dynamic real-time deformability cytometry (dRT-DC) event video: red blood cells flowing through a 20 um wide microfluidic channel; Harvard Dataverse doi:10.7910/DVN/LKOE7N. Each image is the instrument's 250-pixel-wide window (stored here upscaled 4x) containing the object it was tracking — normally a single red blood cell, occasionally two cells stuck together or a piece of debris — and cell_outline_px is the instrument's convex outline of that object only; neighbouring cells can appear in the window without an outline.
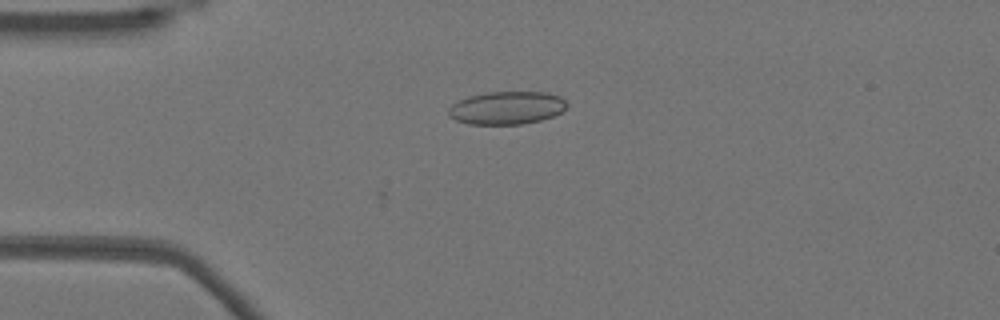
{"species": "Egyptian fruit bat (a non-hibernating species)", "species_latin": "Rousettus aegyptiacus", "temperature_condition": "warm", "stored_images_in_passage": 41, "camera_frame_rate_fps": 3000, "um_per_image_px": 0.085, "animal": {"sex": "female"}, "frame": {"image": 1, "passage_image": 1, "time_ms": 0.0, "image_size_px": [1000, 320], "cell_outline_px": [[568, 104], [560, 112], [552, 116], [540, 120], [524, 124], [468, 124], [456, 120], [448, 116], [448, 108], [452, 104], [468, 96], [484, 92], [548, 92], [560, 96]], "centroid_in_image_um": [43.05, 9.16], "position_along_channel_um": 42.0, "area_um2": 22.77}}
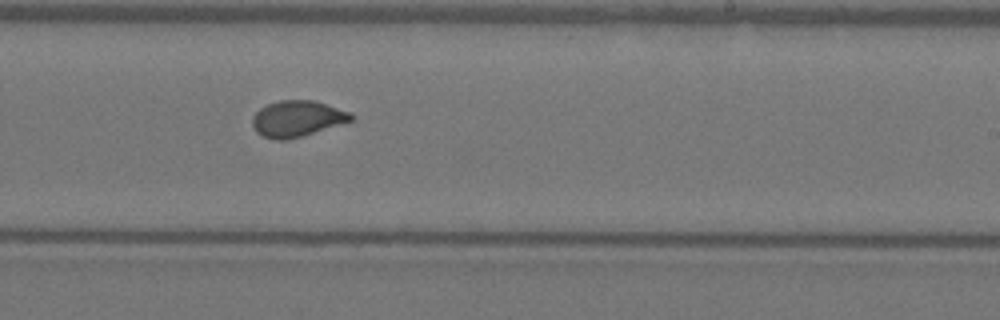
{"frame": {"image": 2, "passage_image": 20, "time_ms": 6.333, "image_size_px": [1000, 320], "cell_outline_px": [[352, 120], [300, 136], [284, 140], [276, 140], [264, 136], [256, 132], [252, 124], [252, 116], [260, 108], [268, 104], [280, 100], [316, 100], [352, 112]], "centroid_in_image_um": [25.24, 10.06], "position_along_channel_um": 263.8, "area_um2": 20.52}}
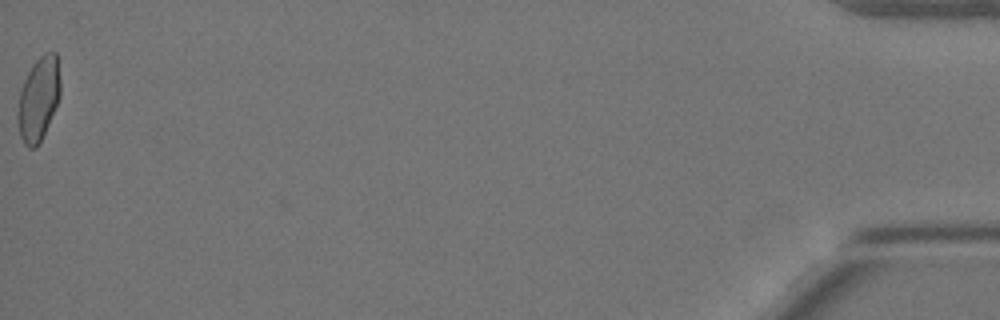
{"frame": {"image": 3, "passage_image": 41, "time_ms": 13.333, "image_size_px": [1000, 320], "cell_outline_px": [[60, 96], [40, 144], [36, 148], [28, 148], [24, 144], [20, 136], [16, 120], [16, 112], [20, 88], [32, 64], [44, 52], [56, 52], [60, 80]], "centroid_in_image_um": [3.25, 8.43], "position_along_channel_um": 432.0, "area_um2": 21.15}, "authors_computed_cell_mechanics": {"area_um2": 20.6346, "velocity_mm_per_s": 3.8557, "shape_relaxation_time_tau1_ms": 8.8928, "shape_relaxation_time_tau2_ms": null, "deformation_change_tau1": 0.1779, "deformation_change_tau2": null}}